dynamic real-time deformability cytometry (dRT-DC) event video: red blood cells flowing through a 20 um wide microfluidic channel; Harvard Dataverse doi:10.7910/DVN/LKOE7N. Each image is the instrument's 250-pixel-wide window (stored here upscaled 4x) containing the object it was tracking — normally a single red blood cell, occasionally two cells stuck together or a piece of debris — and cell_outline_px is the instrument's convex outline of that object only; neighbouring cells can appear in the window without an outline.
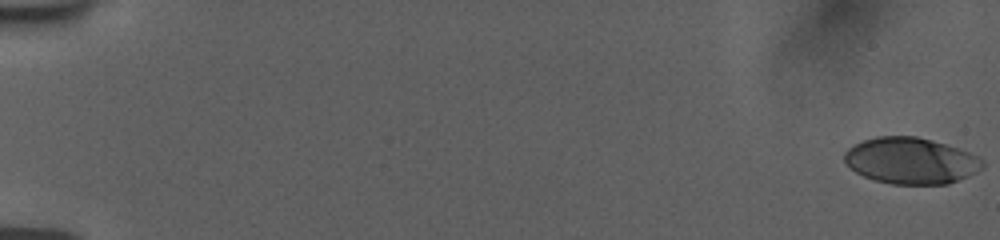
{"species": "human", "species_latin": "Homo sapiens", "temperature_condition": "room temperature", "stored_images_in_passage": 4, "camera_frame_rate_fps": 3000, "um_per_image_px": 0.085, "donor": {"sex": "female"}, "frame": {"image": 1, "passage_image": 1, "time_ms": 0.0, "image_size_px": [1000, 240], "cell_outline_px": [[984, 168], [968, 176], [948, 184], [892, 184], [876, 180], [864, 176], [856, 172], [844, 160], [844, 152], [848, 148], [864, 140], [876, 136], [916, 136], [932, 140], [980, 156], [984, 160]], "centroid_in_image_um": [77.45, 13.66], "position_along_channel_um": 7.5, "area_um2": 37.17}}